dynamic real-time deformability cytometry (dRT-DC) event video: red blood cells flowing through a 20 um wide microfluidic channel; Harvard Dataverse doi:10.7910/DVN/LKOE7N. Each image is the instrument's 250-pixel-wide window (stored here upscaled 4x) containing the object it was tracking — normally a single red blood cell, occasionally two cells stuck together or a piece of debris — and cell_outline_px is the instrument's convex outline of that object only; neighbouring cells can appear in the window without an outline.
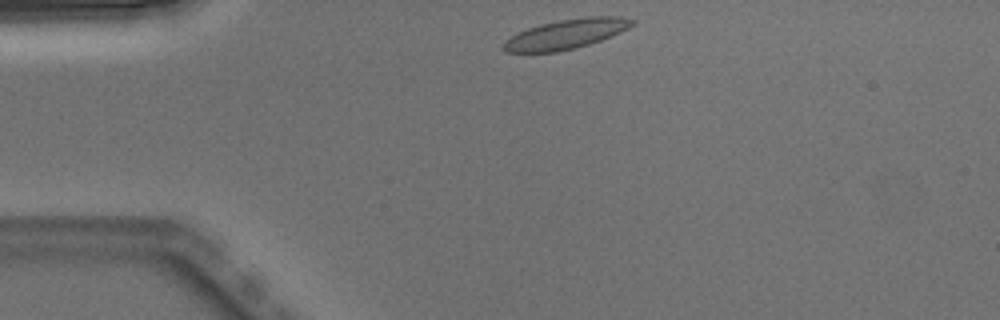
{"species": "Egyptian fruit bat (a non-hibernating species)", "species_latin": "Rousettus aegyptiacus", "temperature_condition": "warm", "stored_images_in_passage": 2, "camera_frame_rate_fps": 3000, "um_per_image_px": 0.085, "animal": {"sex": "male"}, "frame": {"image": 1, "passage_image": 1, "time_ms": 0.0, "image_size_px": [1000, 320], "cell_outline_px": [[636, 20], [628, 28], [612, 36], [576, 48], [556, 52], [504, 52], [500, 48], [504, 40], [528, 28], [540, 24], [560, 20], [584, 16], [620, 16]], "centroid_in_image_um": [48.1, 2.9], "position_along_channel_um": 36.9, "area_um2": 22.25}}